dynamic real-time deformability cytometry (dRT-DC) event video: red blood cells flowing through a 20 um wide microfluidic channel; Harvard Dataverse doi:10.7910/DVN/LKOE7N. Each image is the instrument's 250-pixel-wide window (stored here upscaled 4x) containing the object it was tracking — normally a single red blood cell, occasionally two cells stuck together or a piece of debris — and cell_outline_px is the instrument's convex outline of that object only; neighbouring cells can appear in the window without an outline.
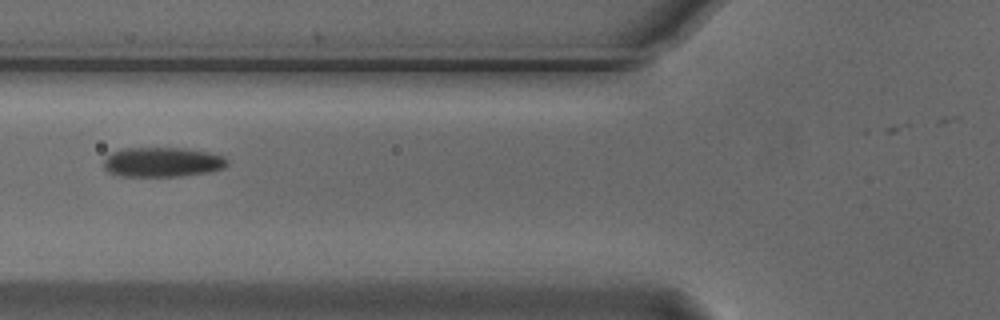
{"species": "Egyptian fruit bat (a non-hibernating species)", "species_latin": "Rousettus aegyptiacus", "temperature_condition": "cold", "stored_images_in_passage": 8, "camera_frame_rate_fps": 3000, "um_per_image_px": 0.085, "animal": {"sex": "male"}, "frame": {"image": 1, "passage_image": 7, "time_ms": 2.0, "image_size_px": [1000, 320], "cell_outline_px": [[228, 164], [224, 168], [208, 172], [180, 176], [120, 176], [108, 172], [104, 168], [104, 160], [112, 152], [120, 148], [184, 148], [208, 152], [224, 156], [228, 160]], "centroid_in_image_um": [13.8, 13.77], "position_along_channel_um": 112.0, "area_um2": 21.44}}